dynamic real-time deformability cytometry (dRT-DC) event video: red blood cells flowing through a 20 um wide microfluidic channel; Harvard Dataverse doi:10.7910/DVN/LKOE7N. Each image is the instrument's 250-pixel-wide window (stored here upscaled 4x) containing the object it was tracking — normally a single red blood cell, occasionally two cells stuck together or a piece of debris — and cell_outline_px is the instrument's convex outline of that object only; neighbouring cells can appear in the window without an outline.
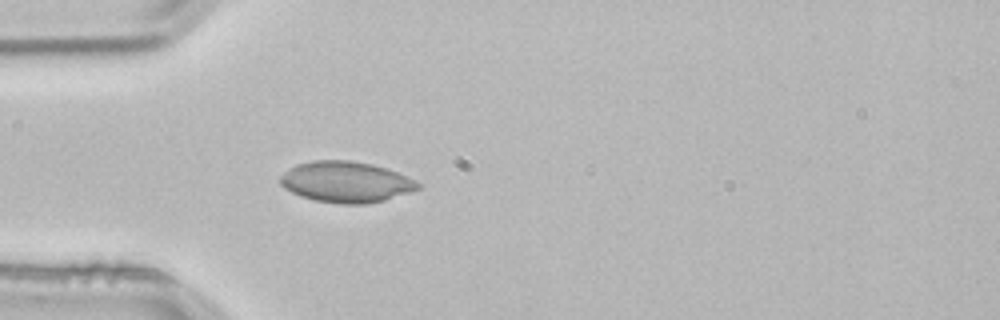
{"species": "common noctule bat (a hibernating species)", "species_latin": "Nyctalus noctula", "temperature_condition": "room temperature", "stored_images_in_passage": 5, "camera_frame_rate_fps": 3000, "um_per_image_px": 0.085, "animal": {"sex": "male", "body_mass_g": 21.5, "forearm_length_mm": 52.0}, "frame": {"image": 1, "passage_image": 5, "time_ms": 1.333, "image_size_px": [1000, 320], "cell_outline_px": [[420, 188], [384, 200], [368, 204], [340, 204], [316, 200], [300, 196], [284, 188], [280, 184], [280, 176], [288, 168], [296, 164], [312, 160], [348, 160], [372, 164], [408, 176], [416, 180], [420, 184]], "centroid_in_image_um": [29.38, 15.46], "position_along_channel_um": 55.6, "area_um2": 32.83}}